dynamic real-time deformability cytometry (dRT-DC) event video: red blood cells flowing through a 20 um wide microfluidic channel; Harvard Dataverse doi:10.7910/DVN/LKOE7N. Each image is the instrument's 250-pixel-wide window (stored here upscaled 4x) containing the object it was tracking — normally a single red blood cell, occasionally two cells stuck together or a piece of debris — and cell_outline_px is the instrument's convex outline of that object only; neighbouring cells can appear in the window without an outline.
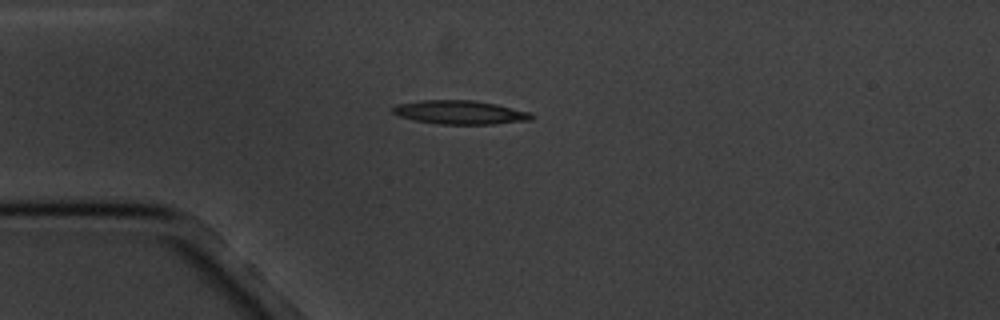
{"species": "common noctule bat (a hibernating species)", "species_latin": "Nyctalus noctula", "temperature_condition": "cold", "stored_images_in_passage": 7, "camera_frame_rate_fps": 3000, "um_per_image_px": 0.085, "animal": {"sex": "male", "body_mass_g": 20.1, "forearm_length_mm": 53.5}, "frame": {"image": 1, "passage_image": 1, "time_ms": 0.0, "image_size_px": [1000, 320], "cell_outline_px": [[532, 120], [492, 124], [440, 124], [412, 120], [400, 116], [392, 112], [392, 108], [396, 104], [424, 100], [472, 100], [496, 104], [532, 112]], "centroid_in_image_um": [39.11, 9.55], "position_along_channel_um": 45.9, "area_um2": 19.19}}
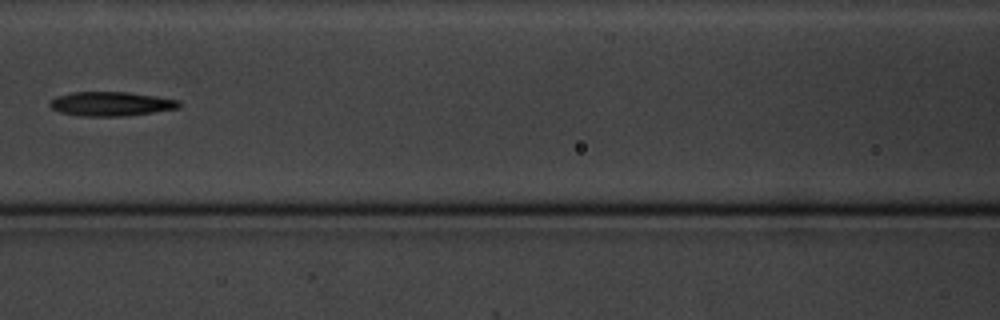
{"frame": {"image": 2, "passage_image": 4, "time_ms": 3.667, "image_size_px": [1000, 320], "cell_outline_px": [[180, 108], [124, 116], [80, 116], [60, 112], [52, 108], [48, 104], [56, 96], [72, 92], [128, 92], [156, 96], [180, 100]], "centroid_in_image_um": [9.44, 8.82], "position_along_channel_um": 157.2, "area_um2": 18.21}}
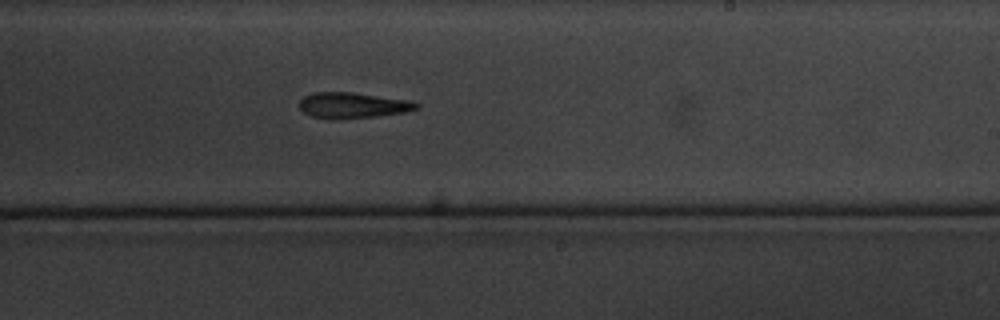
{"frame": {"image": 3, "passage_image": 7, "time_ms": 6.667, "image_size_px": [1000, 320], "cell_outline_px": [[420, 108], [404, 112], [376, 116], [332, 120], [328, 120], [312, 116], [304, 112], [300, 108], [300, 100], [304, 96], [312, 92], [352, 92], [408, 100], [420, 104]], "centroid_in_image_um": [29.96, 8.95], "position_along_channel_um": 259.0, "area_um2": 17.63}}